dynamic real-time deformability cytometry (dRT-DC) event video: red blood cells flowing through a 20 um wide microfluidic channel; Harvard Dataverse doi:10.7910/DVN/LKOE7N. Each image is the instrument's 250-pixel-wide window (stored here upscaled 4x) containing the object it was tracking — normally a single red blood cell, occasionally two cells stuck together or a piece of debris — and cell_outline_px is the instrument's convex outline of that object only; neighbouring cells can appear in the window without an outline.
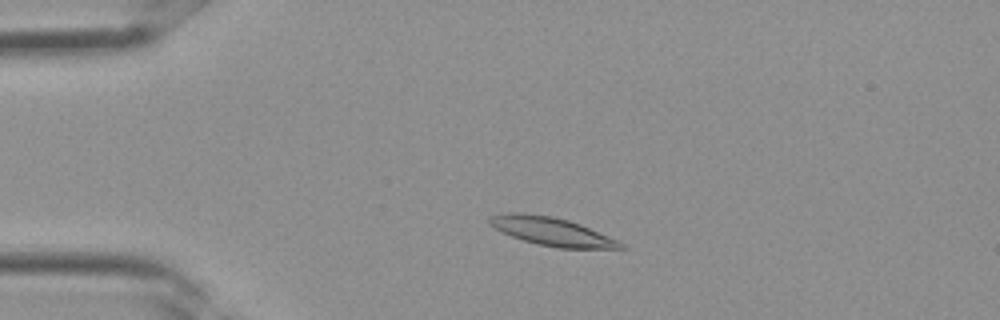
{"species": "Egyptian fruit bat (a non-hibernating species)", "species_latin": "Rousettus aegyptiacus", "temperature_condition": "room temperature", "stored_images_in_passage": 27, "camera_frame_rate_fps": 3000, "um_per_image_px": 0.085, "frame": {"image": 1, "passage_image": 6, "time_ms": 1.667, "image_size_px": [1000, 320], "cell_outline_px": [[628, 248], [560, 248], [540, 244], [524, 240], [512, 236], [488, 224], [488, 216], [508, 212], [524, 212], [552, 216], [568, 220], [580, 224], [608, 236], [624, 244]], "centroid_in_image_um": [46.86, 19.65], "position_along_channel_um": 38.1, "area_um2": 21.33}}
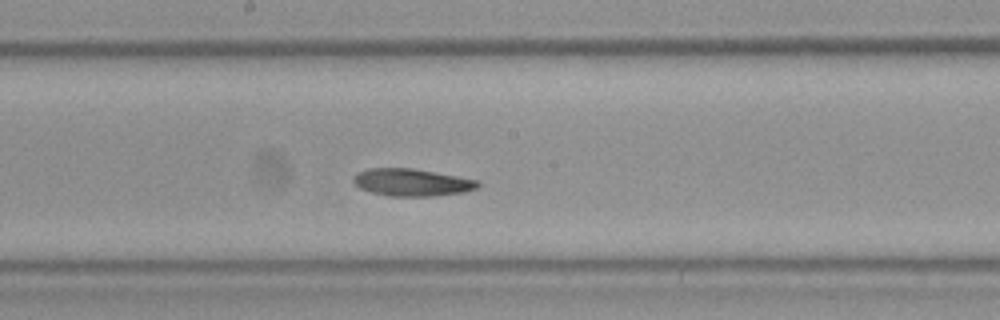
{"frame": {"image": 2, "passage_image": 17, "time_ms": 5.333, "image_size_px": [1000, 320], "cell_outline_px": [[480, 184], [476, 188], [464, 192], [432, 196], [388, 196], [372, 192], [360, 188], [352, 180], [352, 176], [356, 172], [368, 168], [412, 168], [436, 172], [480, 180]], "centroid_in_image_um": [34.99, 15.49], "position_along_channel_um": 213.2, "area_um2": 19.94}}
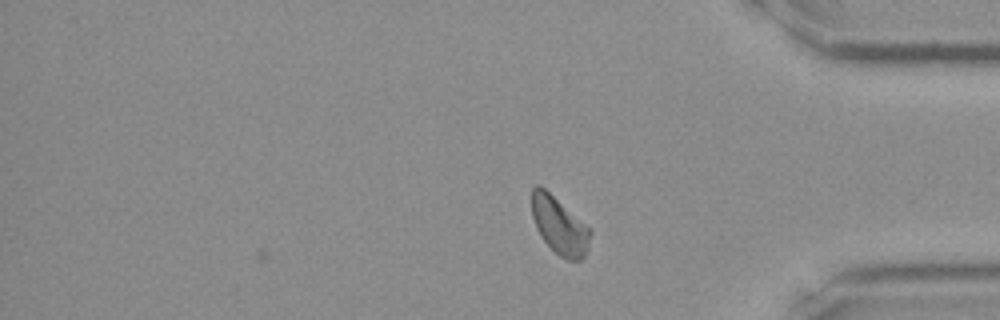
{"frame": {"image": 3, "passage_image": 27, "time_ms": 8.667, "image_size_px": [1000, 320], "cell_outline_px": [[592, 232], [588, 248], [584, 256], [580, 260], [568, 260], [560, 256], [540, 236], [536, 228], [532, 216], [532, 188], [536, 184], [540, 184], [592, 228]], "centroid_in_image_um": [47.57, 19.15], "position_along_channel_um": 387.6, "area_um2": 19.71}}